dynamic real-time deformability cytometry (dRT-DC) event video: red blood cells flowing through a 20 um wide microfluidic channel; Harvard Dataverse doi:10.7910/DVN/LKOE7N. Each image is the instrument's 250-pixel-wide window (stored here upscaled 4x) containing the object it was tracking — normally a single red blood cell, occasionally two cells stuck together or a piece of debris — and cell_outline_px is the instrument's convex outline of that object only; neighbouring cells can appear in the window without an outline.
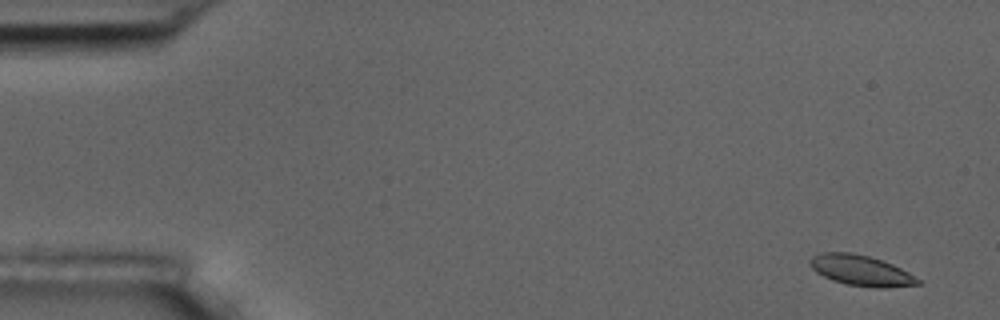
{"species": "common noctule bat (a hibernating species)", "species_latin": "Nyctalus noctula", "temperature_condition": "room temperature", "stored_images_in_passage": 5, "camera_frame_rate_fps": 3000, "um_per_image_px": 0.085, "animal": {"sex": "male", "body_mass_g": 17.5, "forearm_length_mm": 52.3}, "frame": {"image": 1, "passage_image": 1, "time_ms": 0.0, "image_size_px": [1000, 320], "cell_outline_px": [[920, 284], [884, 288], [876, 288], [848, 284], [832, 280], [816, 272], [808, 264], [808, 260], [812, 256], [820, 252], [852, 252], [868, 256], [892, 264], [908, 272], [920, 280]], "centroid_in_image_um": [73.14, 22.98], "position_along_channel_um": 11.9, "area_um2": 19.13}}
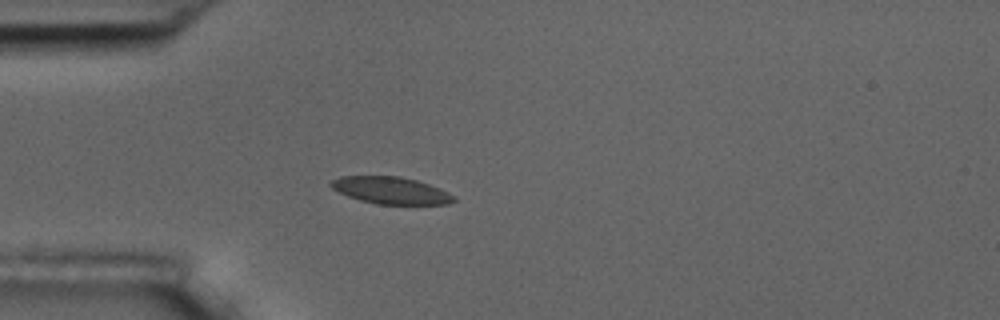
{"frame": {"image": 2, "passage_image": 4, "time_ms": 4.333, "image_size_px": [1000, 320], "cell_outline_px": [[456, 200], [448, 204], [376, 204], [360, 200], [348, 196], [332, 188], [328, 184], [332, 180], [340, 176], [400, 176], [416, 180], [440, 188], [456, 196]], "centroid_in_image_um": [33.23, 16.18], "position_along_channel_um": 51.8, "area_um2": 19.36}}